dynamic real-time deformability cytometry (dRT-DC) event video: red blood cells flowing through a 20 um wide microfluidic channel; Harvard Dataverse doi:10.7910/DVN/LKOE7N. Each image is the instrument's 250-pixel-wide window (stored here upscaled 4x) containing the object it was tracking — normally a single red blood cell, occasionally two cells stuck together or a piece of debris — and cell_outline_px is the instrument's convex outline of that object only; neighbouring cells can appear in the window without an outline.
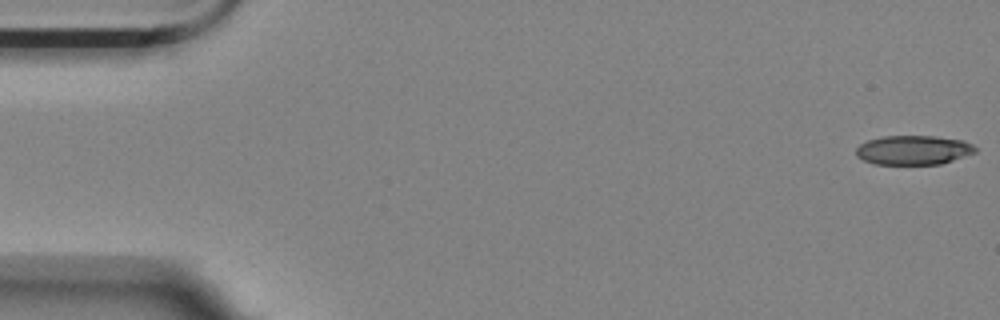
{"species": "Egyptian fruit bat (a non-hibernating species)", "species_latin": "Rousettus aegyptiacus", "temperature_condition": "room temperature", "stored_images_in_passage": 56, "camera_frame_rate_fps": 3000, "um_per_image_px": 0.085, "animal": {"sex": "female"}, "frame": {"image": 1, "passage_image": 1, "time_ms": 0.0, "image_size_px": [1000, 320], "cell_outline_px": [[976, 152], [940, 164], [872, 164], [856, 156], [856, 148], [860, 144], [868, 140], [884, 136], [936, 136], [964, 140], [972, 144], [976, 148]], "centroid_in_image_um": [77.63, 12.75], "position_along_channel_um": 7.4, "area_um2": 20.35}}
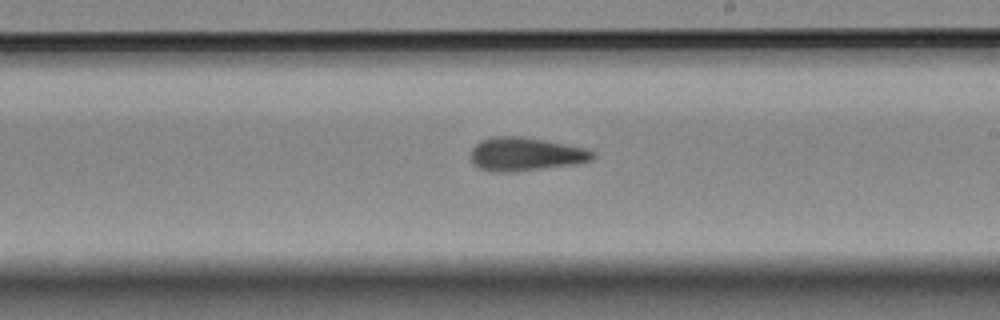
{"frame": {"image": 2, "passage_image": 32, "time_ms": 10.333, "image_size_px": [1000, 320], "cell_outline_px": [[596, 156], [592, 160], [572, 164], [508, 172], [496, 172], [480, 168], [472, 164], [472, 148], [480, 140], [492, 136], [520, 136], [544, 140], [588, 148], [596, 152]], "centroid_in_image_um": [44.68, 13.08], "position_along_channel_um": 244.3, "area_um2": 23.64}}
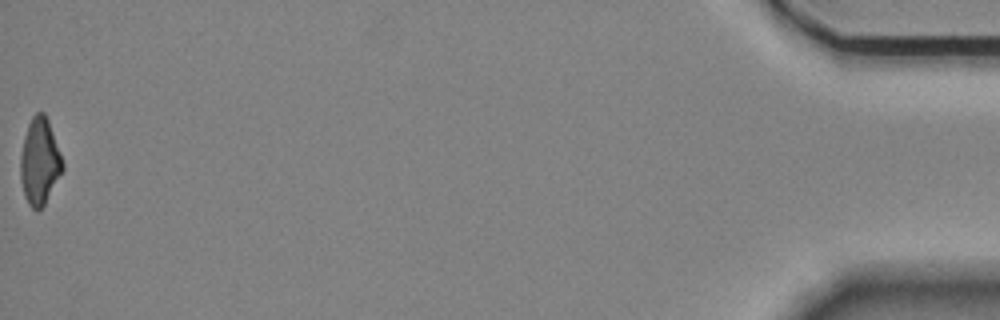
{"frame": {"image": 3, "passage_image": 56, "time_ms": 18.333, "image_size_px": [1000, 320], "cell_outline_px": [[64, 172], [44, 204], [40, 208], [32, 208], [28, 204], [24, 196], [20, 180], [20, 156], [24, 136], [28, 124], [32, 116], [36, 112], [44, 112], [48, 120], [60, 152], [64, 164]], "centroid_in_image_um": [3.37, 13.73], "position_along_channel_um": 431.8, "area_um2": 21.39}, "authors_computed_cell_mechanics": {"area_um2": 22.4842, "velocity_mm_per_s": 3.5735, "shape_relaxation_time_tau1_ms": 7.7898, "shape_relaxation_time_tau2_ms": 2.8391, "deformation_change_tau1": 0.2165, "deformation_change_tau2": 0.1302}}